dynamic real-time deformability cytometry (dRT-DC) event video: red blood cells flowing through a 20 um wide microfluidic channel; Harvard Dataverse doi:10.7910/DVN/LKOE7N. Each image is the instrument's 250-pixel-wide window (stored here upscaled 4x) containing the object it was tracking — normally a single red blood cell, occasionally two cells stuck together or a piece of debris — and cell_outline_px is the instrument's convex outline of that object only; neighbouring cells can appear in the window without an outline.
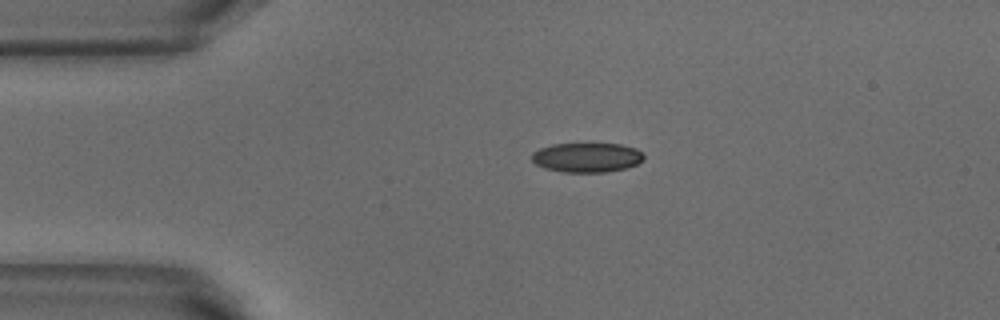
{"species": "common noctule bat (a hibernating species)", "species_latin": "Nyctalus noctula", "temperature_condition": "warm", "stored_images_in_passage": 42, "camera_frame_rate_fps": 3000, "um_per_image_px": 0.085, "animal": {"sex": "male", "body_mass_g": 18.8}, "frame": {"image": 1, "passage_image": 1, "time_ms": 0.0, "image_size_px": [1000, 320], "cell_outline_px": [[644, 160], [628, 168], [608, 172], [564, 172], [544, 168], [536, 164], [532, 160], [532, 152], [540, 148], [552, 144], [620, 144], [636, 148], [644, 156]], "centroid_in_image_um": [49.89, 13.39], "position_along_channel_um": 35.1, "area_um2": 19.31}}
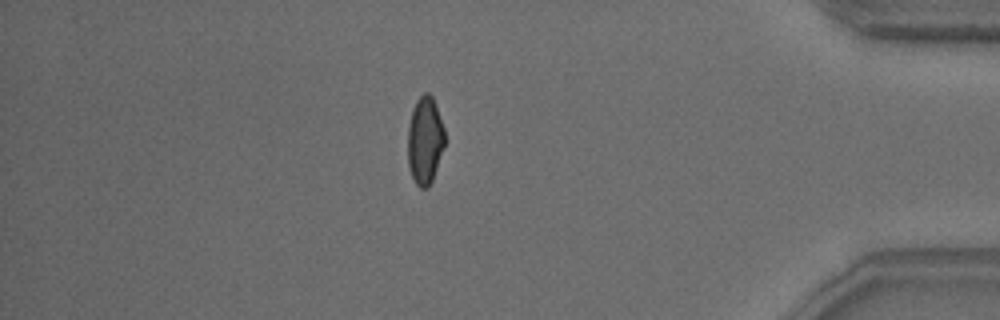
{"frame": {"image": 2, "passage_image": 35, "time_ms": 11.333, "image_size_px": [1000, 320], "cell_outline_px": [[444, 144], [432, 180], [428, 188], [420, 188], [416, 184], [412, 176], [408, 164], [408, 124], [412, 108], [416, 100], [424, 92], [428, 92], [432, 96], [436, 104], [444, 128]], "centroid_in_image_um": [36.1, 11.89], "position_along_channel_um": 399.1, "area_um2": 18.84}}
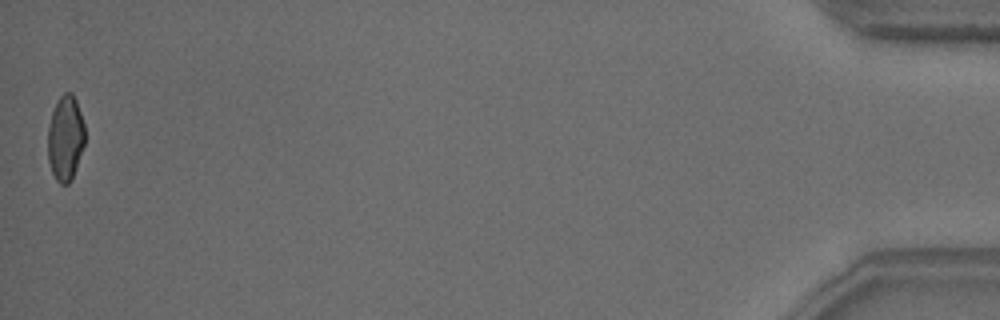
{"frame": {"image": 3, "passage_image": 42, "time_ms": 13.667, "image_size_px": [1000, 320], "cell_outline_px": [[84, 144], [72, 180], [68, 184], [60, 184], [56, 180], [52, 172], [48, 160], [48, 128], [52, 112], [60, 96], [64, 92], [72, 92], [76, 100], [84, 124]], "centroid_in_image_um": [5.56, 11.75], "position_along_channel_um": 429.6, "area_um2": 18.32}, "authors_computed_cell_mechanics": {"area_um2": 19.5653, "velocity_mm_per_s": 3.8351, "shape_relaxation_time_tau1_ms": 6.0973, "shape_relaxation_time_tau2_ms": 1.0226, "deformation_change_tau1": 0.159, "deformation_change_tau2": 0.0627}}